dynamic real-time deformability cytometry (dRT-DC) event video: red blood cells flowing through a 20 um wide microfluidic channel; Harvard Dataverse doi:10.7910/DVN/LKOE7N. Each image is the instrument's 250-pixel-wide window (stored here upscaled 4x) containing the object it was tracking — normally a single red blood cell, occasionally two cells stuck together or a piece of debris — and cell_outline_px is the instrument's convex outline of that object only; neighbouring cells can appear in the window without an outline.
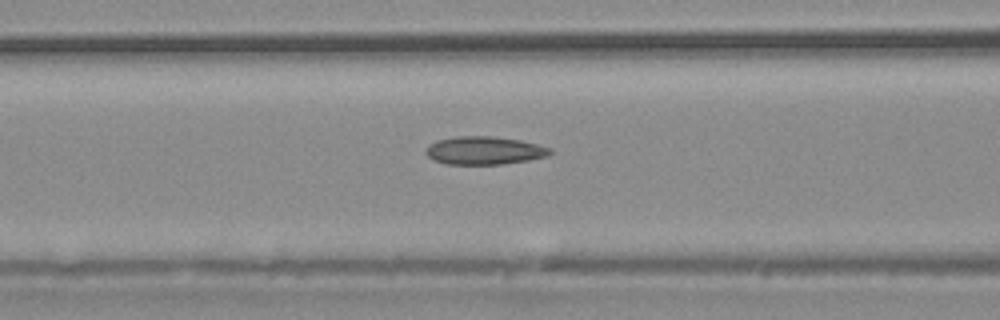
{"species": "common noctule bat (a hibernating species)", "species_latin": "Nyctalus noctula", "temperature_condition": "warm", "stored_images_in_passage": 30, "camera_frame_rate_fps": 3000, "um_per_image_px": 0.085, "animal": {"sex": "male", "body_mass_g": 20.4}, "frame": {"image": 1, "passage_image": 8, "time_ms": 2.333, "image_size_px": [1000, 320], "cell_outline_px": [[552, 152], [548, 156], [528, 160], [504, 164], [444, 164], [432, 160], [424, 152], [424, 148], [428, 144], [436, 140], [456, 136], [492, 136], [520, 140], [552, 148]], "centroid_in_image_um": [41.11, 12.79], "position_along_channel_um": 125.5, "area_um2": 20.58}}
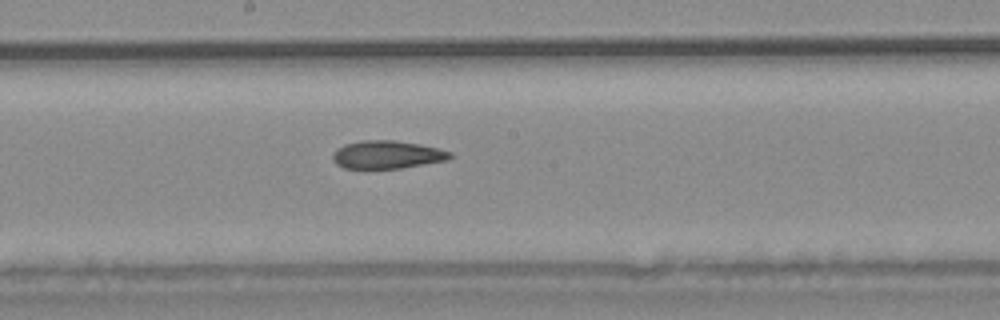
{"frame": {"image": 2, "passage_image": 13, "time_ms": 4.0, "image_size_px": [1000, 320], "cell_outline_px": [[456, 156], [448, 160], [400, 168], [344, 168], [336, 164], [332, 160], [332, 156], [336, 148], [344, 144], [360, 140], [392, 140], [420, 144], [452, 152]], "centroid_in_image_um": [32.9, 13.14], "position_along_channel_um": 215.3, "area_um2": 19.25}}
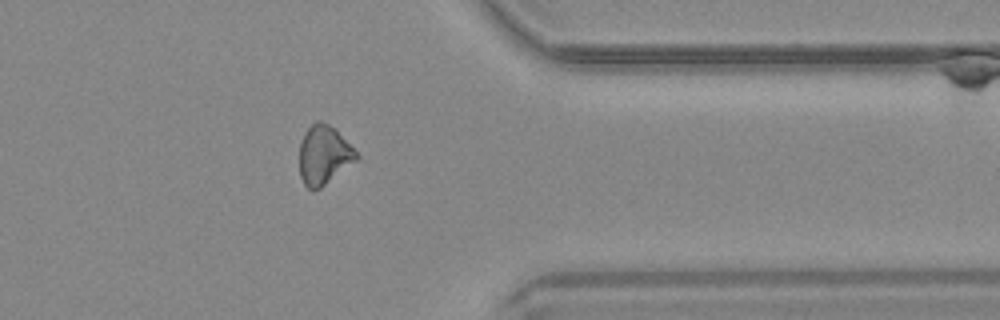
{"frame": {"image": 3, "passage_image": 23, "time_ms": 7.333, "image_size_px": [1000, 320], "cell_outline_px": [[360, 156], [356, 160], [320, 188], [312, 192], [304, 184], [300, 176], [300, 144], [304, 132], [316, 120], [320, 120], [336, 128]], "centroid_in_image_um": [27.52, 13.16], "position_along_channel_um": 383.9, "area_um2": 19.54}}